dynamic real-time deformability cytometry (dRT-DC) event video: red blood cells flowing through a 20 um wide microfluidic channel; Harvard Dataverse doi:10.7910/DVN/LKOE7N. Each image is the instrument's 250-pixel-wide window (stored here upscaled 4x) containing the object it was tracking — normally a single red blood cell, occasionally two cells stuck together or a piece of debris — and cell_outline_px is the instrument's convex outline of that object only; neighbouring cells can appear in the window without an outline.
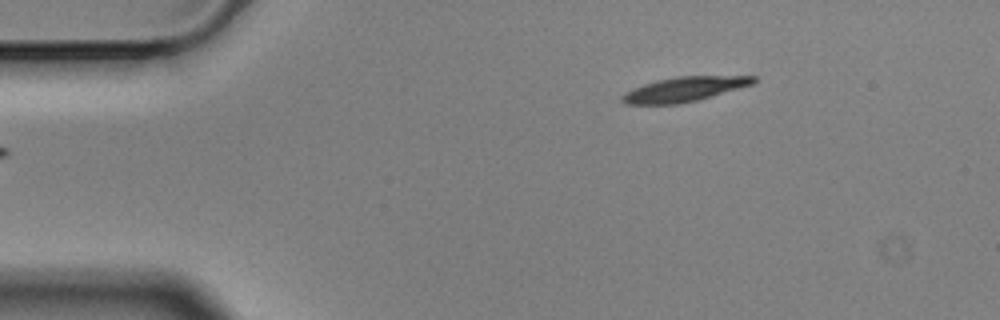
{"species": "Egyptian fruit bat (a non-hibernating species)", "species_latin": "Rousettus aegyptiacus", "temperature_condition": "cold", "stored_images_in_passage": 3, "camera_frame_rate_fps": 3000, "um_per_image_px": 0.085, "animal": {"sex": "male"}, "frame": {"image": 1, "passage_image": 1, "time_ms": 0.0, "image_size_px": [1000, 320], "cell_outline_px": [[756, 84], [696, 100], [680, 104], [624, 104], [620, 100], [620, 96], [624, 92], [632, 88], [656, 80], [676, 76], [756, 76]], "centroid_in_image_um": [58.15, 7.58], "position_along_channel_um": 26.9, "area_um2": 19.02}}